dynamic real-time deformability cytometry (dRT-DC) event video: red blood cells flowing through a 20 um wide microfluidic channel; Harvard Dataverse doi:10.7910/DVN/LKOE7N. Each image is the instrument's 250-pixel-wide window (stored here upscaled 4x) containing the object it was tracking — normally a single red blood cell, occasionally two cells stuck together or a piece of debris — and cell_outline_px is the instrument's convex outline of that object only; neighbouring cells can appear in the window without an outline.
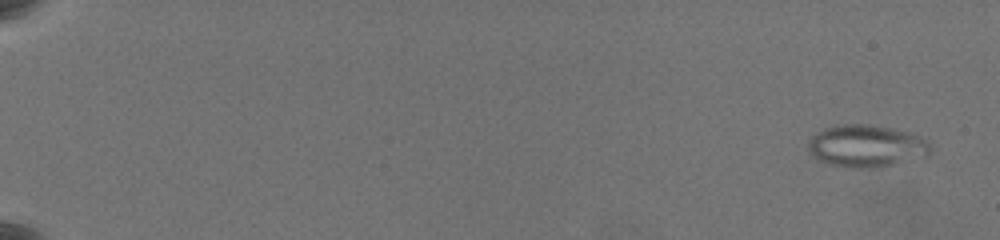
{"species": "common noctule bat (a hibernating species)", "species_latin": "Nyctalus noctula", "temperature_condition": "warm", "stored_images_in_passage": 63, "camera_frame_rate_fps": 3000, "um_per_image_px": 0.085, "animal": {"sex": "female", "body_mass_g": 19.5, "forearm_length_mm": 54.1}, "frame": {"image": 1, "passage_image": 4, "time_ms": 1.0, "image_size_px": [1000, 240], "cell_outline_px": [[932, 148], [928, 156], [892, 164], [872, 168], [848, 168], [828, 164], [816, 160], [808, 152], [808, 144], [812, 136], [824, 128], [836, 124], [868, 124], [892, 128], [908, 132], [920, 136], [928, 140]], "centroid_in_image_um": [73.62, 12.41], "position_along_channel_um": 11.4, "area_um2": 30.46}}
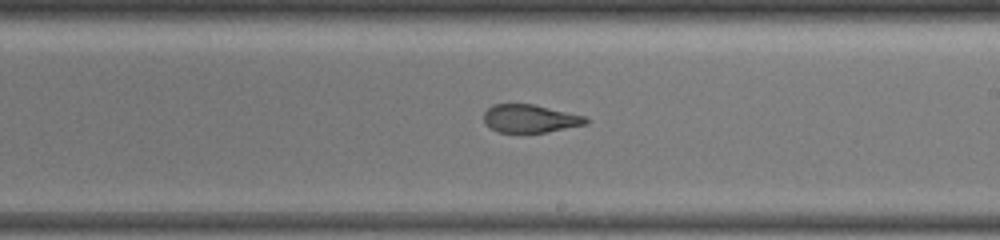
{"frame": {"image": 2, "passage_image": 41, "time_ms": 13.333, "image_size_px": [1000, 240], "cell_outline_px": [[588, 124], [548, 132], [500, 132], [484, 124], [484, 112], [492, 104], [532, 104], [584, 116], [588, 120]], "centroid_in_image_um": [45.04, 10.08], "position_along_channel_um": 244.0, "area_um2": 16.53}}
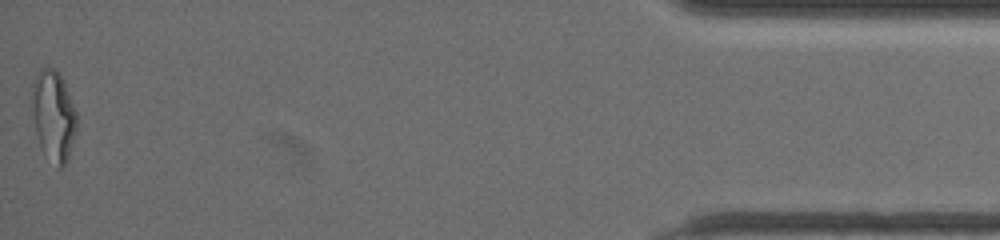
{"frame": {"image": 3, "passage_image": 63, "time_ms": 20.667, "image_size_px": [1000, 240], "cell_outline_px": [[76, 128], [68, 160], [64, 168], [56, 168], [44, 156], [40, 148], [36, 132], [32, 108], [32, 84], [36, 76], [44, 68], [56, 68], [64, 80], [76, 112]], "centroid_in_image_um": [4.55, 9.9], "position_along_channel_um": 430.7, "area_um2": 23.76}, "authors_computed_cell_mechanics": {"area_um2": 22.0796, "velocity_mm_per_s": 3.5804, "shape_relaxation_time_tau1_ms": null, "shape_relaxation_time_tau2_ms": 1.9865, "deformation_change_tau1": null, "deformation_change_tau2": 0.0965}}